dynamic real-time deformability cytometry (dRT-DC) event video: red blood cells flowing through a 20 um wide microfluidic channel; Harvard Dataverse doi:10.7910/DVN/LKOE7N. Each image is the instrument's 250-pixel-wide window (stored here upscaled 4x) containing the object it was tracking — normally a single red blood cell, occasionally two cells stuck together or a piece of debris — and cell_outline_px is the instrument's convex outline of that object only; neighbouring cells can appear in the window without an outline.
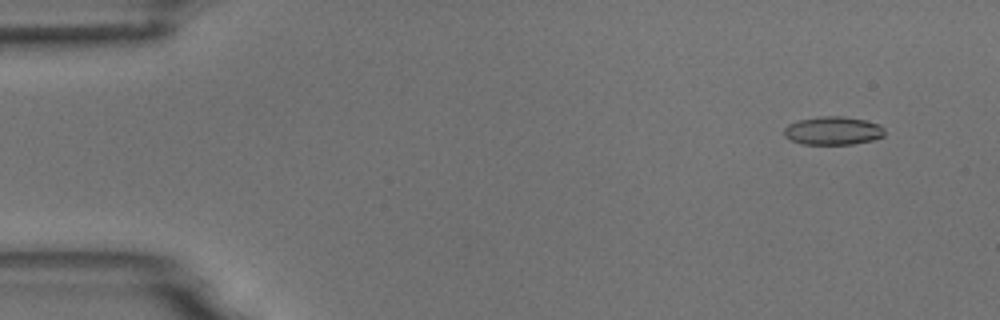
{"species": "common noctule bat (a hibernating species)", "species_latin": "Nyctalus noctula", "temperature_condition": "room temperature", "stored_images_in_passage": 55, "camera_frame_rate_fps": 3000, "um_per_image_px": 0.085, "animal": {"sex": "male", "body_mass_g": 18.8}, "frame": {"image": 1, "passage_image": 5, "time_ms": 1.333, "image_size_px": [1000, 320], "cell_outline_px": [[880, 136], [868, 140], [848, 144], [808, 144], [796, 140], [788, 136], [788, 128], [792, 124], [804, 120], [860, 120], [876, 124], [880, 128]], "centroid_in_image_um": [70.83, 11.19], "position_along_channel_um": 14.2, "area_um2": 13.87}}
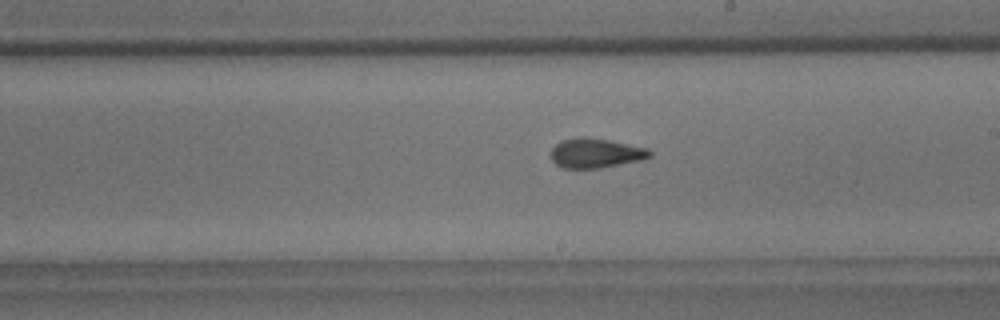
{"frame": {"image": 2, "passage_image": 32, "time_ms": 10.333, "image_size_px": [1000, 320], "cell_outline_px": [[648, 156], [612, 164], [588, 168], [572, 168], [560, 164], [552, 156], [552, 152], [560, 144], [568, 140], [600, 140], [640, 148], [648, 152]], "centroid_in_image_um": [50.55, 13.05], "position_along_channel_um": 238.5, "area_um2": 14.05}}
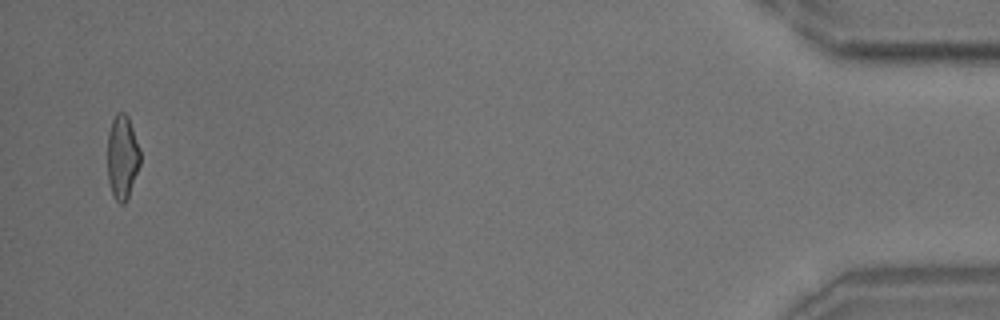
{"frame": {"image": 3, "passage_image": 54, "time_ms": 17.667, "image_size_px": [1000, 320], "cell_outline_px": [[140, 164], [128, 196], [124, 200], [116, 196], [112, 192], [108, 176], [108, 140], [112, 124], [116, 116], [124, 116], [128, 120], [140, 152]], "centroid_in_image_um": [10.4, 13.39], "position_along_channel_um": 424.8, "area_um2": 14.51}, "authors_computed_cell_mechanics": {"area_um2": 14.5078, "velocity_mm_per_s": 3.7015, "shape_relaxation_time_tau1_ms": null, "shape_relaxation_time_tau2_ms": 1.1728, "deformation_change_tau1": null, "deformation_change_tau2": 0.0859}}